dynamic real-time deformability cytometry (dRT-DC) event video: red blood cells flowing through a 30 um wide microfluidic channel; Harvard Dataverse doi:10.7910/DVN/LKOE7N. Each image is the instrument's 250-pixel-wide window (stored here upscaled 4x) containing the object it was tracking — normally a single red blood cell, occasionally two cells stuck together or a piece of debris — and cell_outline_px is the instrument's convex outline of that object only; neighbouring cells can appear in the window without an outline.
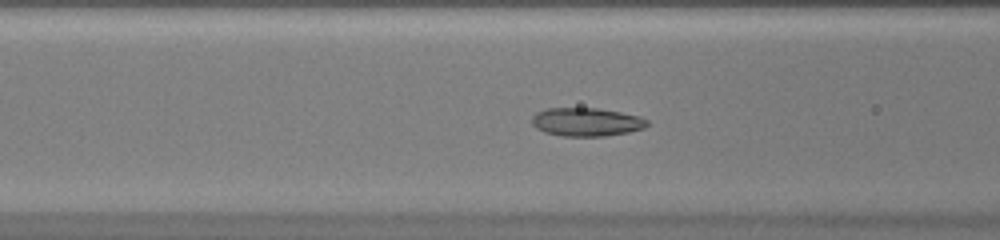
{"species": "common noctule bat (a hibernating species)", "species_latin": "Nyctalus noctula", "temperature_condition": "warm", "stored_images_in_passage": 51, "camera_frame_rate_fps": 3000, "um_per_image_px": 0.085, "animal": {"sex": "female", "body_mass_g": 20.0, "forearm_length_mm": 54.0}, "frame": {"image": 1, "passage_image": 21, "time_ms": 6.667, "image_size_px": [1000, 240], "cell_outline_px": [[648, 124], [644, 128], [628, 132], [604, 136], [564, 136], [544, 132], [536, 128], [532, 124], [532, 116], [536, 112], [548, 108], [596, 108], [620, 112], [640, 116], [648, 120]], "centroid_in_image_um": [49.84, 10.36], "position_along_channel_um": 116.8, "area_um2": 19.07}}
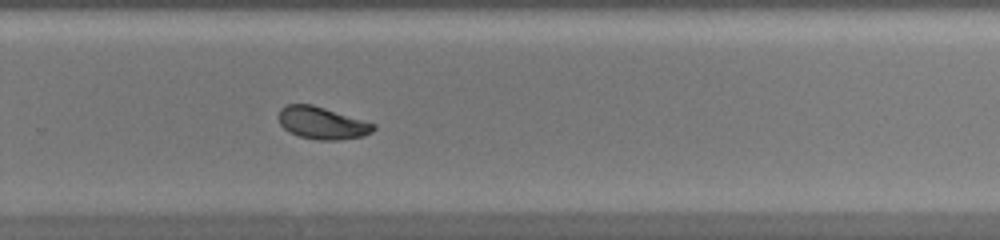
{"frame": {"image": 2, "passage_image": 35, "time_ms": 11.333, "image_size_px": [1000, 240], "cell_outline_px": [[376, 128], [372, 132], [364, 136], [340, 140], [320, 140], [300, 136], [288, 132], [280, 124], [276, 116], [280, 108], [288, 104], [312, 104], [364, 120], [376, 124]], "centroid_in_image_um": [27.36, 10.45], "position_along_channel_um": 302.4, "area_um2": 18.03}}
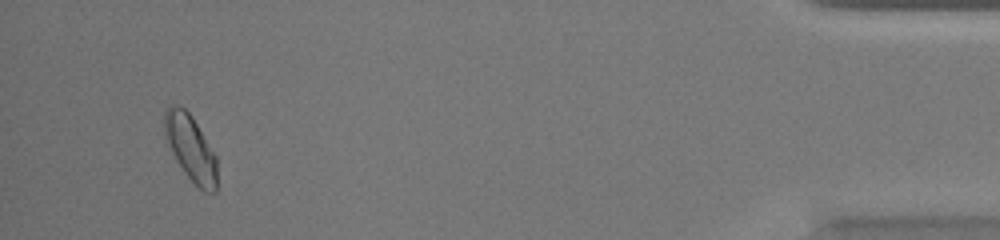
{"frame": {"image": 3, "passage_image": 49, "time_ms": 16.0, "image_size_px": [1000, 240], "cell_outline_px": [[216, 192], [204, 192], [184, 172], [176, 160], [164, 136], [164, 108], [168, 104], [176, 104], [184, 108], [192, 116], [216, 156]], "centroid_in_image_um": [16.17, 12.53], "position_along_channel_um": 419.0, "area_um2": 20.11}, "authors_computed_cell_mechanics": {"area_um2": 19.0162, "velocity_mm_per_s": 3.9892, "shape_relaxation_time_tau1_ms": 10.9997, "shape_relaxation_time_tau2_ms": 1.2132, "deformation_change_tau1": 0.2227, "deformation_change_tau2": 0.0494}}